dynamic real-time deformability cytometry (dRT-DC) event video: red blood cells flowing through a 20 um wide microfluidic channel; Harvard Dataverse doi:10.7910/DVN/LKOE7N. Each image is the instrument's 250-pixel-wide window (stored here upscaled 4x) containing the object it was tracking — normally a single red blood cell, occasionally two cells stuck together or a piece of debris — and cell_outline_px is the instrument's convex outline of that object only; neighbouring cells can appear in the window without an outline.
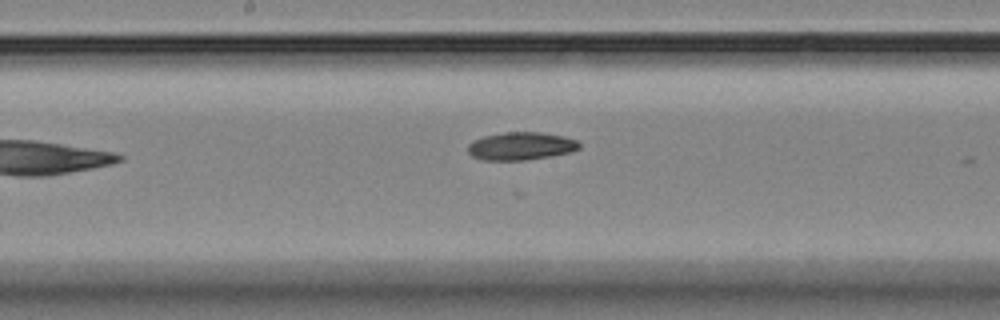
{"species": "Egyptian fruit bat (a non-hibernating species)", "species_latin": "Rousettus aegyptiacus", "temperature_condition": "room temperature", "stored_images_in_passage": 8, "segment_of_instrument_passage": [2, 2], "camera_frame_rate_fps": 3000, "um_per_image_px": 0.085, "animal": {"sex": "female"}, "frame": {"image": 1, "passage_image": 8, "time_ms": 9.333, "image_size_px": [1000, 320], "cell_outline_px": [[580, 148], [568, 152], [548, 156], [524, 160], [480, 160], [472, 156], [468, 152], [468, 144], [484, 136], [504, 132], [540, 132], [564, 136], [576, 140], [580, 144]], "centroid_in_image_um": [44.25, 12.41], "position_along_channel_um": 203.9, "area_um2": 17.92}}